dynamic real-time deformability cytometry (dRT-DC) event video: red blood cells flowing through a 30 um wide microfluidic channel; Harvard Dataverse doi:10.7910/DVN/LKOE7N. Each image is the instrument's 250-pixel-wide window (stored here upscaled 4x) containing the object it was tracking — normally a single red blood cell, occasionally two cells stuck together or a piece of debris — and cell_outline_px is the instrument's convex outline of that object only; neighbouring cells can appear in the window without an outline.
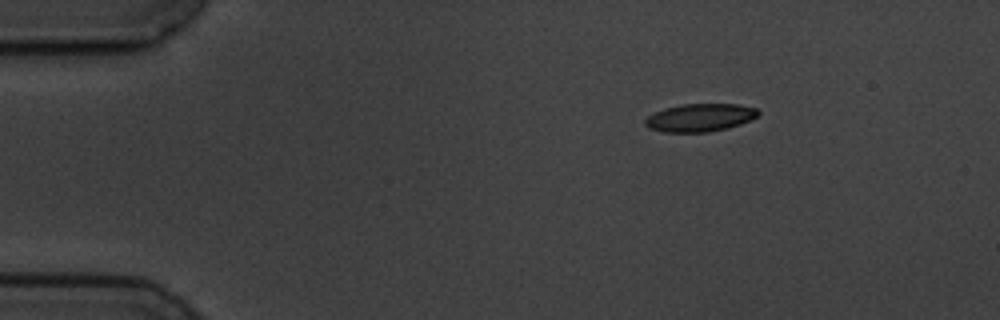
{"species": "common noctule bat (a hibernating species)", "species_latin": "Nyctalus noctula", "temperature_condition": "cold", "stored_images_in_passage": 4, "camera_frame_rate_fps": 3000, "um_per_image_px": 0.085, "animal": {"sex": "male", "body_mass_g": 19.5, "forearm_length_mm": 54.6}, "frame": {"image": 1, "passage_image": 1, "time_ms": 0.0, "image_size_px": [1000, 320], "cell_outline_px": [[760, 112], [752, 120], [728, 128], [708, 132], [664, 132], [648, 128], [644, 124], [644, 120], [648, 116], [664, 108], [680, 104], [736, 104], [756, 108]], "centroid_in_image_um": [59.49, 10.0], "position_along_channel_um": 25.5, "area_um2": 18.44}}
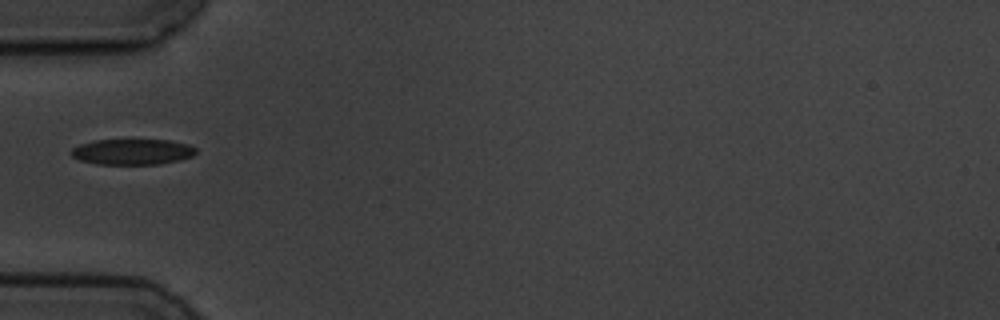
{"frame": {"image": 2, "passage_image": 4, "time_ms": 3.333, "image_size_px": [1000, 320], "cell_outline_px": [[196, 152], [192, 156], [180, 160], [160, 164], [96, 164], [80, 160], [72, 156], [68, 152], [72, 148], [80, 144], [92, 140], [168, 140], [188, 144], [196, 148]], "centroid_in_image_um": [11.22, 12.9], "position_along_channel_um": 73.8, "area_um2": 18.79}}